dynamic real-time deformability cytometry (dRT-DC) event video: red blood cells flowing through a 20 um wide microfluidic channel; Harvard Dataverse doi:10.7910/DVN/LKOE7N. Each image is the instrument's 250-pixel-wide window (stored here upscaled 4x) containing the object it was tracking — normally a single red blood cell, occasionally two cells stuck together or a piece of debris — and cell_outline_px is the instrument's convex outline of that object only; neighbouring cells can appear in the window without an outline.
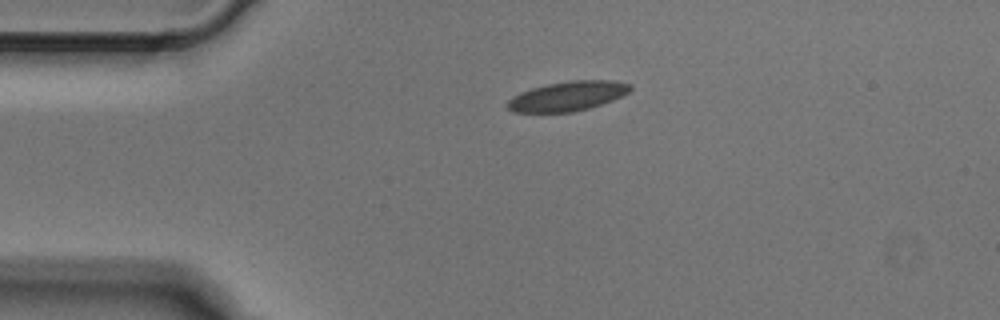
{"species": "Egyptian fruit bat (a non-hibernating species)", "species_latin": "Rousettus aegyptiacus", "temperature_condition": "cold", "stored_images_in_passage": 1, "camera_frame_rate_fps": 3000, "um_per_image_px": 0.085, "animal": {"sex": "male"}, "frame": {"image": 1, "passage_image": 1, "time_ms": 0.0, "image_size_px": [1000, 320], "cell_outline_px": [[632, 88], [628, 92], [612, 100], [588, 108], [572, 112], [516, 112], [508, 108], [508, 100], [512, 96], [532, 88], [548, 84], [572, 80], [612, 80], [632, 84]], "centroid_in_image_um": [48.26, 8.16], "position_along_channel_um": 36.7, "area_um2": 20.87}}